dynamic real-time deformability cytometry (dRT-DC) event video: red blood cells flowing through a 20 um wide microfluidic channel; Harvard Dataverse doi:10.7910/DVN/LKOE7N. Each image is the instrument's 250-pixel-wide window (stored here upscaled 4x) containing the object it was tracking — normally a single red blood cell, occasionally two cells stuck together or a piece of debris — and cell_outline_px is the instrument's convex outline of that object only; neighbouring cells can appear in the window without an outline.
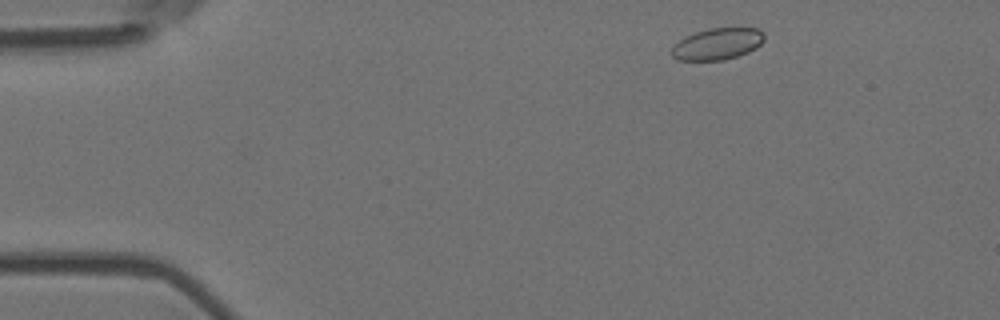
{"species": "Egyptian fruit bat (a non-hibernating species)", "species_latin": "Rousettus aegyptiacus", "temperature_condition": "room temperature", "stored_images_in_passage": 4, "camera_frame_rate_fps": 3000, "um_per_image_px": 0.085, "animal": {"sex": "female"}, "frame": {"image": 1, "passage_image": 1, "time_ms": 0.0, "image_size_px": [1000, 320], "cell_outline_px": [[764, 40], [756, 48], [748, 52], [724, 60], [676, 60], [672, 56], [672, 48], [680, 40], [696, 32], [708, 28], [760, 28], [764, 32]], "centroid_in_image_um": [61.02, 3.73], "position_along_channel_um": 24.0, "area_um2": 16.94}}